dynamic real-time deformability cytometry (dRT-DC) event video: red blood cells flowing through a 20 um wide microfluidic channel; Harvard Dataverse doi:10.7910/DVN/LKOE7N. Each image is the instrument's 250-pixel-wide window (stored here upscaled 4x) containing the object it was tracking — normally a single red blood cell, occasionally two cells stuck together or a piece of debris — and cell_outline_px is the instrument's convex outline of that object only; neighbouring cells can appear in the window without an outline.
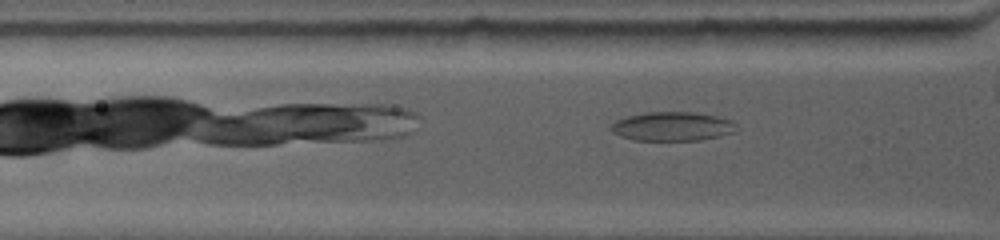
{"species": "common noctule bat (a hibernating species)", "species_latin": "Nyctalus noctula", "temperature_condition": "warm", "stored_images_in_passage": 15, "camera_frame_rate_fps": 4500, "um_per_image_px": 0.085, "animal": {"sex": "female", "body_mass_g": 19.0, "forearm_length_mm": 53.3}, "frame": {"image": 1, "passage_image": 6, "time_ms": 1.778, "image_size_px": [1000, 240], "cell_outline_px": [[740, 128], [732, 132], [716, 136], [696, 140], [636, 140], [612, 132], [608, 128], [608, 124], [616, 120], [628, 116], [644, 112], [696, 112], [716, 116], [732, 120]], "centroid_in_image_um": [57.12, 10.72], "position_along_channel_um": 68.7, "area_um2": 21.15}}
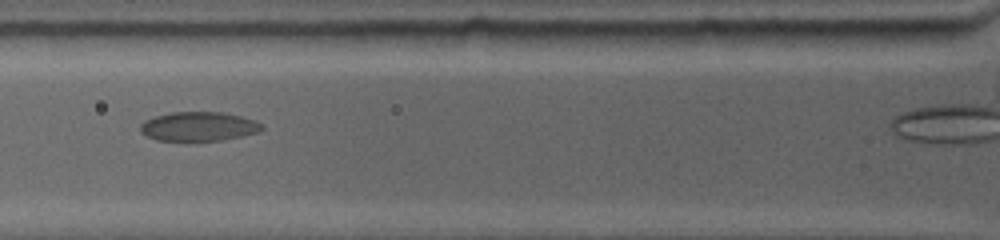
{"frame": {"image": 2, "passage_image": 9, "time_ms": 2.889, "image_size_px": [1000, 240], "cell_outline_px": [[264, 128], [260, 132], [240, 136], [216, 140], [160, 140], [148, 136], [140, 132], [140, 124], [144, 120], [152, 116], [168, 112], [224, 112], [256, 120], [264, 124]], "centroid_in_image_um": [16.89, 10.72], "position_along_channel_um": 108.9, "area_um2": 20.69}}